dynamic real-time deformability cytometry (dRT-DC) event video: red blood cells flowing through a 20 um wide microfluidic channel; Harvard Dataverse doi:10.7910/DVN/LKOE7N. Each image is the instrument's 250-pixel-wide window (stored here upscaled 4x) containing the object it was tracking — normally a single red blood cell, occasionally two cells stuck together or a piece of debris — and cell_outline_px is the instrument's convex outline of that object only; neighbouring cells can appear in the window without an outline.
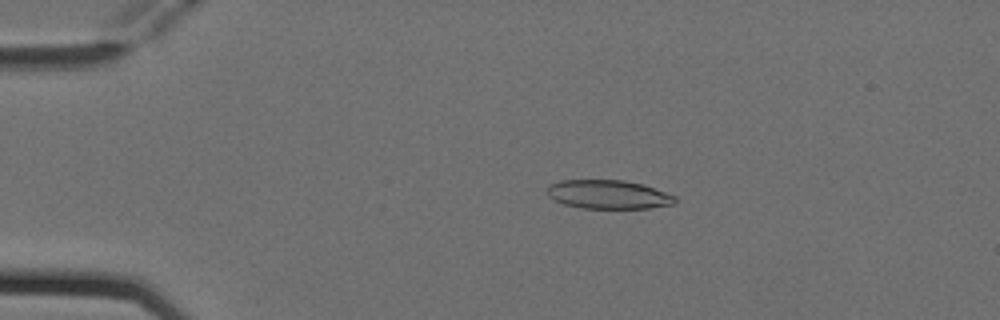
{"species": "Egyptian fruit bat (a non-hibernating species)", "species_latin": "Rousettus aegyptiacus", "temperature_condition": "cold", "stored_images_in_passage": 5, "camera_frame_rate_fps": 3000, "um_per_image_px": 0.085, "animal": {"sex": "female"}, "frame": {"image": 1, "passage_image": 2, "time_ms": 0.333, "image_size_px": [1000, 320], "cell_outline_px": [[676, 204], [648, 208], [580, 208], [564, 204], [548, 196], [548, 184], [560, 180], [624, 180], [644, 184], [676, 196]], "centroid_in_image_um": [51.73, 16.52], "position_along_channel_um": 33.3, "area_um2": 21.56}}
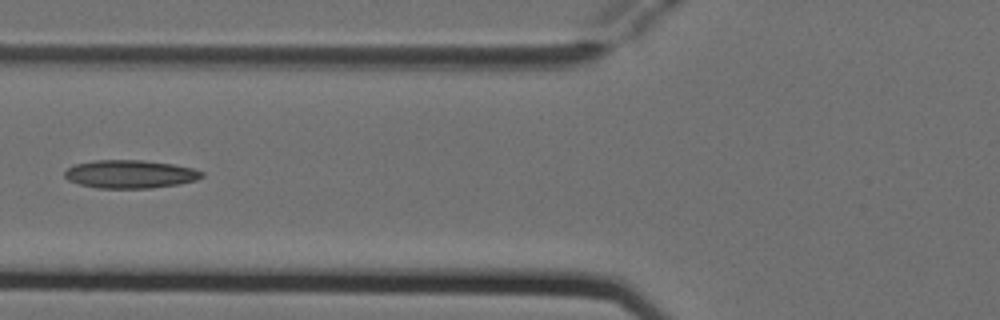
{"frame": {"image": 2, "passage_image": 4, "time_ms": 1.0, "image_size_px": [1000, 320], "cell_outline_px": [[204, 176], [196, 180], [180, 184], [152, 188], [96, 188], [80, 184], [68, 180], [64, 176], [64, 172], [72, 164], [92, 160], [144, 160], [172, 164], [192, 168], [204, 172]], "centroid_in_image_um": [11.05, 14.8], "position_along_channel_um": 114.8, "area_um2": 22.72}}
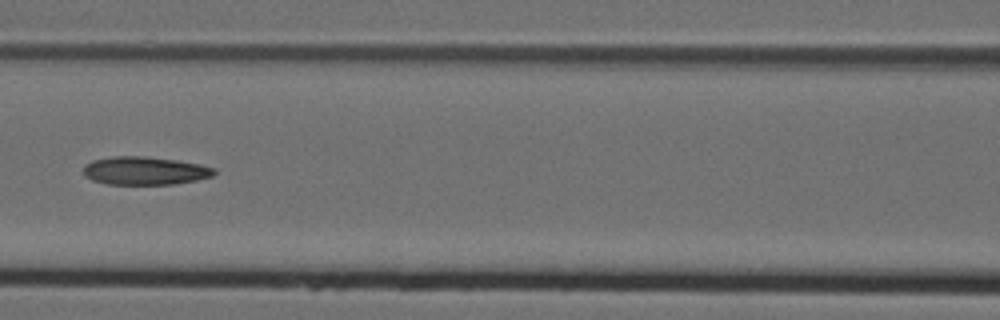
{"frame": {"image": 3, "passage_image": 5, "time_ms": 1.333, "image_size_px": [1000, 320], "cell_outline_px": [[216, 172], [212, 176], [196, 180], [172, 184], [108, 184], [92, 180], [84, 176], [84, 164], [92, 160], [112, 156], [144, 156], [176, 160], [200, 164], [216, 168]], "centroid_in_image_um": [12.29, 14.5], "position_along_channel_um": 154.3, "area_um2": 21.5}}